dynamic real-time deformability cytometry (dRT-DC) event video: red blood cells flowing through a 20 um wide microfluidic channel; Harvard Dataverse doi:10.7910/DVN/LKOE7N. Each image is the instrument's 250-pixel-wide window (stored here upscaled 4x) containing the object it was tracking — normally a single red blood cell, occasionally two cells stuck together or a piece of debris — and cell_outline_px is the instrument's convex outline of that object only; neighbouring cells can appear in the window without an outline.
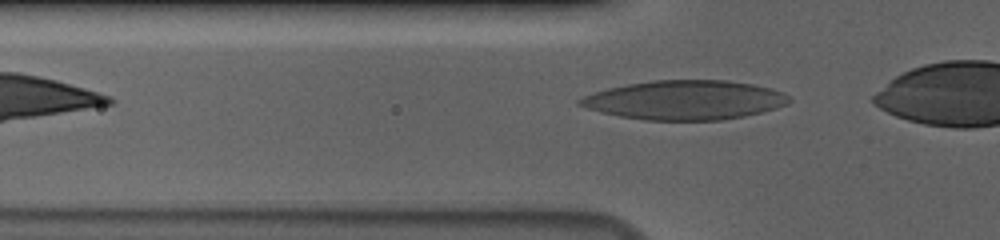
{"species": "human", "species_latin": "Homo sapiens", "temperature_condition": "cold", "stored_images_in_passage": 29, "camera_frame_rate_fps": 3000, "um_per_image_px": 0.085, "donor": {"sex": "male"}, "frame": {"image": 1, "passage_image": 2, "time_ms": 0.333, "image_size_px": [1000, 240], "cell_outline_px": [[792, 100], [776, 108], [744, 116], [724, 120], [644, 120], [620, 116], [600, 112], [576, 104], [576, 100], [584, 96], [608, 88], [628, 84], [652, 80], [728, 80], [752, 84], [772, 88], [784, 92]], "centroid_in_image_um": [58.21, 8.5], "position_along_channel_um": 67.6, "area_um2": 47.8}}
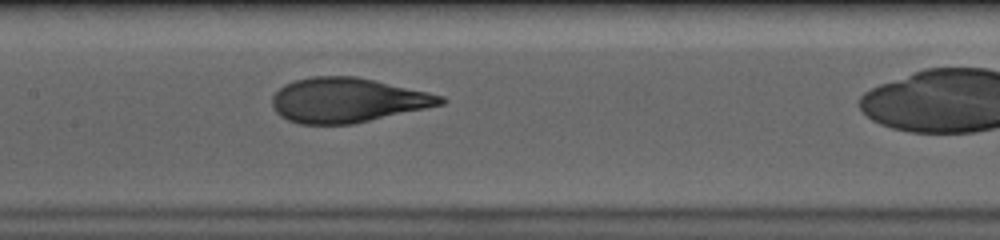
{"frame": {"image": 2, "passage_image": 11, "time_ms": 3.333, "image_size_px": [1000, 240], "cell_outline_px": [[448, 100], [444, 104], [352, 124], [300, 124], [288, 120], [280, 116], [272, 108], [272, 96], [284, 84], [296, 80], [312, 76], [356, 76], [428, 92], [444, 96]], "centroid_in_image_um": [29.51, 8.51], "position_along_channel_um": 177.9, "area_um2": 43.7}}
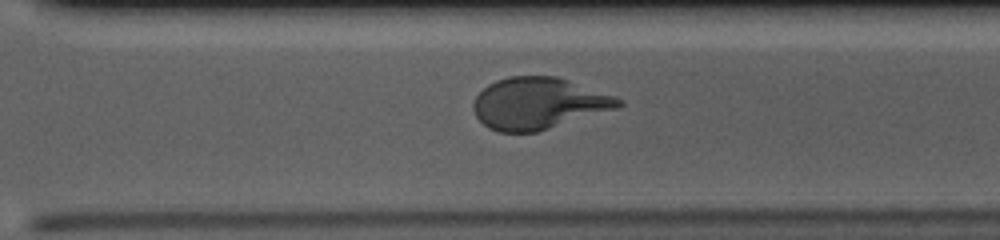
{"frame": {"image": 3, "passage_image": 23, "time_ms": 7.333, "image_size_px": [1000, 240], "cell_outline_px": [[624, 104], [620, 108], [536, 132], [500, 132], [488, 128], [476, 116], [472, 108], [472, 104], [476, 96], [488, 84], [496, 80], [512, 76], [556, 76], [616, 96]], "centroid_in_image_um": [45.78, 8.79], "position_along_channel_um": 324.8, "area_um2": 43.64}}